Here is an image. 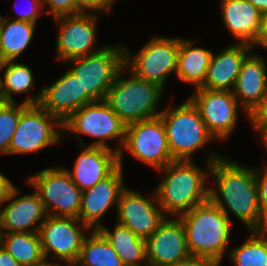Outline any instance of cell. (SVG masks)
Returning a JSON list of instances; mask_svg holds the SVG:
<instances>
[{"instance_id": "1", "label": "cell", "mask_w": 267, "mask_h": 266, "mask_svg": "<svg viewBox=\"0 0 267 266\" xmlns=\"http://www.w3.org/2000/svg\"><path fill=\"white\" fill-rule=\"evenodd\" d=\"M210 176L217 188H209V200L229 218V212L253 231L261 219L255 167L220 157L212 162ZM229 212H228V210Z\"/></svg>"}, {"instance_id": "2", "label": "cell", "mask_w": 267, "mask_h": 266, "mask_svg": "<svg viewBox=\"0 0 267 266\" xmlns=\"http://www.w3.org/2000/svg\"><path fill=\"white\" fill-rule=\"evenodd\" d=\"M220 157L210 151L205 171L192 160H174L157 170L164 173V178L154 192L165 216L179 217L209 200L205 181L209 179L212 162Z\"/></svg>"}, {"instance_id": "3", "label": "cell", "mask_w": 267, "mask_h": 266, "mask_svg": "<svg viewBox=\"0 0 267 266\" xmlns=\"http://www.w3.org/2000/svg\"><path fill=\"white\" fill-rule=\"evenodd\" d=\"M178 218L185 230L190 255L223 259L230 241L232 219L219 207L208 200Z\"/></svg>"}, {"instance_id": "4", "label": "cell", "mask_w": 267, "mask_h": 266, "mask_svg": "<svg viewBox=\"0 0 267 266\" xmlns=\"http://www.w3.org/2000/svg\"><path fill=\"white\" fill-rule=\"evenodd\" d=\"M128 71L124 67L119 72L107 92L105 101L126 125L158 117L161 111L157 108L161 103L164 88L157 83L140 79ZM125 73L130 76L126 78Z\"/></svg>"}, {"instance_id": "5", "label": "cell", "mask_w": 267, "mask_h": 266, "mask_svg": "<svg viewBox=\"0 0 267 266\" xmlns=\"http://www.w3.org/2000/svg\"><path fill=\"white\" fill-rule=\"evenodd\" d=\"M173 160L191 161L194 152L215 138L209 133L198 108L188 98L176 109L161 111Z\"/></svg>"}, {"instance_id": "6", "label": "cell", "mask_w": 267, "mask_h": 266, "mask_svg": "<svg viewBox=\"0 0 267 266\" xmlns=\"http://www.w3.org/2000/svg\"><path fill=\"white\" fill-rule=\"evenodd\" d=\"M63 132L74 135L83 146L86 144L82 142L79 135L94 137L96 141L94 140L88 146L112 149L119 154L125 141L126 124L105 100L94 101L76 110L63 121ZM117 138L120 141L119 148L109 147L107 141Z\"/></svg>"}, {"instance_id": "7", "label": "cell", "mask_w": 267, "mask_h": 266, "mask_svg": "<svg viewBox=\"0 0 267 266\" xmlns=\"http://www.w3.org/2000/svg\"><path fill=\"white\" fill-rule=\"evenodd\" d=\"M66 62L74 64L70 71L78 77L82 91H86L95 101H102L125 67V47L121 44L103 46L98 52Z\"/></svg>"}, {"instance_id": "8", "label": "cell", "mask_w": 267, "mask_h": 266, "mask_svg": "<svg viewBox=\"0 0 267 266\" xmlns=\"http://www.w3.org/2000/svg\"><path fill=\"white\" fill-rule=\"evenodd\" d=\"M63 122L39 104L21 103V114L12 136L8 154H29L57 144L62 138Z\"/></svg>"}, {"instance_id": "9", "label": "cell", "mask_w": 267, "mask_h": 266, "mask_svg": "<svg viewBox=\"0 0 267 266\" xmlns=\"http://www.w3.org/2000/svg\"><path fill=\"white\" fill-rule=\"evenodd\" d=\"M27 183L39 195L48 216L78 218L82 191L65 168H44L30 176Z\"/></svg>"}, {"instance_id": "10", "label": "cell", "mask_w": 267, "mask_h": 266, "mask_svg": "<svg viewBox=\"0 0 267 266\" xmlns=\"http://www.w3.org/2000/svg\"><path fill=\"white\" fill-rule=\"evenodd\" d=\"M123 150L155 170L162 169L174 161L160 116L126 125L125 141L119 153L121 167L124 160Z\"/></svg>"}, {"instance_id": "11", "label": "cell", "mask_w": 267, "mask_h": 266, "mask_svg": "<svg viewBox=\"0 0 267 266\" xmlns=\"http://www.w3.org/2000/svg\"><path fill=\"white\" fill-rule=\"evenodd\" d=\"M180 42L181 38L156 36L135 55L125 47V67L136 77L164 88L169 74L177 71Z\"/></svg>"}, {"instance_id": "12", "label": "cell", "mask_w": 267, "mask_h": 266, "mask_svg": "<svg viewBox=\"0 0 267 266\" xmlns=\"http://www.w3.org/2000/svg\"><path fill=\"white\" fill-rule=\"evenodd\" d=\"M88 230L91 231L78 218L47 216L39 230L46 262L48 261L47 258L51 257V260L58 259L56 264H62L63 262L66 265L75 264Z\"/></svg>"}, {"instance_id": "13", "label": "cell", "mask_w": 267, "mask_h": 266, "mask_svg": "<svg viewBox=\"0 0 267 266\" xmlns=\"http://www.w3.org/2000/svg\"><path fill=\"white\" fill-rule=\"evenodd\" d=\"M189 99L198 108L209 133L215 140L230 138L237 126L240 104L232 91L194 89ZM236 125V126H235Z\"/></svg>"}, {"instance_id": "14", "label": "cell", "mask_w": 267, "mask_h": 266, "mask_svg": "<svg viewBox=\"0 0 267 266\" xmlns=\"http://www.w3.org/2000/svg\"><path fill=\"white\" fill-rule=\"evenodd\" d=\"M59 24V32L56 39V55L61 61H68L73 58L87 56L100 51L102 48H95L96 13H79L54 18Z\"/></svg>"}, {"instance_id": "15", "label": "cell", "mask_w": 267, "mask_h": 266, "mask_svg": "<svg viewBox=\"0 0 267 266\" xmlns=\"http://www.w3.org/2000/svg\"><path fill=\"white\" fill-rule=\"evenodd\" d=\"M94 101L86 91H82L78 77L68 70L50 86H44L36 96L29 95L23 103L39 104L63 122L73 112Z\"/></svg>"}, {"instance_id": "16", "label": "cell", "mask_w": 267, "mask_h": 266, "mask_svg": "<svg viewBox=\"0 0 267 266\" xmlns=\"http://www.w3.org/2000/svg\"><path fill=\"white\" fill-rule=\"evenodd\" d=\"M151 196V199L147 198L126 187L120 195L116 211L117 222L143 240H147L166 218L154 191Z\"/></svg>"}, {"instance_id": "17", "label": "cell", "mask_w": 267, "mask_h": 266, "mask_svg": "<svg viewBox=\"0 0 267 266\" xmlns=\"http://www.w3.org/2000/svg\"><path fill=\"white\" fill-rule=\"evenodd\" d=\"M18 194L19 189L13 184L0 204L2 233L39 232L41 224L48 216L43 202L35 191L21 197H17ZM4 202L8 203L2 208Z\"/></svg>"}, {"instance_id": "18", "label": "cell", "mask_w": 267, "mask_h": 266, "mask_svg": "<svg viewBox=\"0 0 267 266\" xmlns=\"http://www.w3.org/2000/svg\"><path fill=\"white\" fill-rule=\"evenodd\" d=\"M148 266H168L190 256L184 227L178 217H166L146 240Z\"/></svg>"}, {"instance_id": "19", "label": "cell", "mask_w": 267, "mask_h": 266, "mask_svg": "<svg viewBox=\"0 0 267 266\" xmlns=\"http://www.w3.org/2000/svg\"><path fill=\"white\" fill-rule=\"evenodd\" d=\"M123 168L120 165L105 179L93 187L82 191L81 209L78 219L91 230L102 226V216L111 206H118V201L124 185Z\"/></svg>"}, {"instance_id": "20", "label": "cell", "mask_w": 267, "mask_h": 266, "mask_svg": "<svg viewBox=\"0 0 267 266\" xmlns=\"http://www.w3.org/2000/svg\"><path fill=\"white\" fill-rule=\"evenodd\" d=\"M74 162L73 170L67 169L72 181L84 191L108 177L119 166V154L103 147L83 146Z\"/></svg>"}, {"instance_id": "21", "label": "cell", "mask_w": 267, "mask_h": 266, "mask_svg": "<svg viewBox=\"0 0 267 266\" xmlns=\"http://www.w3.org/2000/svg\"><path fill=\"white\" fill-rule=\"evenodd\" d=\"M232 93L249 117L267 96V65L260 55L252 51L242 62Z\"/></svg>"}, {"instance_id": "22", "label": "cell", "mask_w": 267, "mask_h": 266, "mask_svg": "<svg viewBox=\"0 0 267 266\" xmlns=\"http://www.w3.org/2000/svg\"><path fill=\"white\" fill-rule=\"evenodd\" d=\"M221 18L238 43L255 46L261 33L262 13L248 0H221Z\"/></svg>"}, {"instance_id": "23", "label": "cell", "mask_w": 267, "mask_h": 266, "mask_svg": "<svg viewBox=\"0 0 267 266\" xmlns=\"http://www.w3.org/2000/svg\"><path fill=\"white\" fill-rule=\"evenodd\" d=\"M254 48L249 44L235 43L219 54H212L207 75L201 88L232 91L245 57Z\"/></svg>"}, {"instance_id": "24", "label": "cell", "mask_w": 267, "mask_h": 266, "mask_svg": "<svg viewBox=\"0 0 267 266\" xmlns=\"http://www.w3.org/2000/svg\"><path fill=\"white\" fill-rule=\"evenodd\" d=\"M193 43L181 38L176 74L182 82L191 83L197 89L204 84L213 52L194 47Z\"/></svg>"}, {"instance_id": "25", "label": "cell", "mask_w": 267, "mask_h": 266, "mask_svg": "<svg viewBox=\"0 0 267 266\" xmlns=\"http://www.w3.org/2000/svg\"><path fill=\"white\" fill-rule=\"evenodd\" d=\"M98 230L110 242L124 266H148L146 240L139 238L127 226L117 222L112 231L103 225Z\"/></svg>"}, {"instance_id": "26", "label": "cell", "mask_w": 267, "mask_h": 266, "mask_svg": "<svg viewBox=\"0 0 267 266\" xmlns=\"http://www.w3.org/2000/svg\"><path fill=\"white\" fill-rule=\"evenodd\" d=\"M0 16V62L16 61L33 40L35 25Z\"/></svg>"}, {"instance_id": "27", "label": "cell", "mask_w": 267, "mask_h": 266, "mask_svg": "<svg viewBox=\"0 0 267 266\" xmlns=\"http://www.w3.org/2000/svg\"><path fill=\"white\" fill-rule=\"evenodd\" d=\"M1 245L20 266H44L46 262L39 232L2 233Z\"/></svg>"}, {"instance_id": "28", "label": "cell", "mask_w": 267, "mask_h": 266, "mask_svg": "<svg viewBox=\"0 0 267 266\" xmlns=\"http://www.w3.org/2000/svg\"><path fill=\"white\" fill-rule=\"evenodd\" d=\"M76 266H124L110 242L95 229L85 236Z\"/></svg>"}, {"instance_id": "29", "label": "cell", "mask_w": 267, "mask_h": 266, "mask_svg": "<svg viewBox=\"0 0 267 266\" xmlns=\"http://www.w3.org/2000/svg\"><path fill=\"white\" fill-rule=\"evenodd\" d=\"M4 68V77L0 76V101L15 102L13 94H23L34 87L33 72L27 65L15 61L0 62V70Z\"/></svg>"}, {"instance_id": "30", "label": "cell", "mask_w": 267, "mask_h": 266, "mask_svg": "<svg viewBox=\"0 0 267 266\" xmlns=\"http://www.w3.org/2000/svg\"><path fill=\"white\" fill-rule=\"evenodd\" d=\"M243 244L229 253V258L235 266H267V245L254 232Z\"/></svg>"}, {"instance_id": "31", "label": "cell", "mask_w": 267, "mask_h": 266, "mask_svg": "<svg viewBox=\"0 0 267 266\" xmlns=\"http://www.w3.org/2000/svg\"><path fill=\"white\" fill-rule=\"evenodd\" d=\"M21 114V103L0 101V154H8Z\"/></svg>"}, {"instance_id": "32", "label": "cell", "mask_w": 267, "mask_h": 266, "mask_svg": "<svg viewBox=\"0 0 267 266\" xmlns=\"http://www.w3.org/2000/svg\"><path fill=\"white\" fill-rule=\"evenodd\" d=\"M41 3L45 14L48 13L54 18L82 13L77 7L76 0H41ZM45 5L49 9L46 10Z\"/></svg>"}, {"instance_id": "33", "label": "cell", "mask_w": 267, "mask_h": 266, "mask_svg": "<svg viewBox=\"0 0 267 266\" xmlns=\"http://www.w3.org/2000/svg\"><path fill=\"white\" fill-rule=\"evenodd\" d=\"M248 119L255 132L262 135L267 131V96L251 111Z\"/></svg>"}, {"instance_id": "34", "label": "cell", "mask_w": 267, "mask_h": 266, "mask_svg": "<svg viewBox=\"0 0 267 266\" xmlns=\"http://www.w3.org/2000/svg\"><path fill=\"white\" fill-rule=\"evenodd\" d=\"M115 0H76L77 7L84 13L110 12Z\"/></svg>"}, {"instance_id": "35", "label": "cell", "mask_w": 267, "mask_h": 266, "mask_svg": "<svg viewBox=\"0 0 267 266\" xmlns=\"http://www.w3.org/2000/svg\"><path fill=\"white\" fill-rule=\"evenodd\" d=\"M256 183L258 186L259 205L262 215H267V166L264 169L255 168Z\"/></svg>"}, {"instance_id": "36", "label": "cell", "mask_w": 267, "mask_h": 266, "mask_svg": "<svg viewBox=\"0 0 267 266\" xmlns=\"http://www.w3.org/2000/svg\"><path fill=\"white\" fill-rule=\"evenodd\" d=\"M30 5L31 6H29V8H27L26 10L18 12V17L14 20L37 24L36 21L38 20V18L45 13L44 8L42 6L41 0H31Z\"/></svg>"}, {"instance_id": "37", "label": "cell", "mask_w": 267, "mask_h": 266, "mask_svg": "<svg viewBox=\"0 0 267 266\" xmlns=\"http://www.w3.org/2000/svg\"><path fill=\"white\" fill-rule=\"evenodd\" d=\"M211 260L205 257L192 256L168 266H206Z\"/></svg>"}, {"instance_id": "38", "label": "cell", "mask_w": 267, "mask_h": 266, "mask_svg": "<svg viewBox=\"0 0 267 266\" xmlns=\"http://www.w3.org/2000/svg\"><path fill=\"white\" fill-rule=\"evenodd\" d=\"M0 266H20L15 258L2 245L0 246Z\"/></svg>"}, {"instance_id": "39", "label": "cell", "mask_w": 267, "mask_h": 266, "mask_svg": "<svg viewBox=\"0 0 267 266\" xmlns=\"http://www.w3.org/2000/svg\"><path fill=\"white\" fill-rule=\"evenodd\" d=\"M255 45L267 49V12L262 14L261 33Z\"/></svg>"}, {"instance_id": "40", "label": "cell", "mask_w": 267, "mask_h": 266, "mask_svg": "<svg viewBox=\"0 0 267 266\" xmlns=\"http://www.w3.org/2000/svg\"><path fill=\"white\" fill-rule=\"evenodd\" d=\"M267 245V215L261 217L258 226L253 230Z\"/></svg>"}, {"instance_id": "41", "label": "cell", "mask_w": 267, "mask_h": 266, "mask_svg": "<svg viewBox=\"0 0 267 266\" xmlns=\"http://www.w3.org/2000/svg\"><path fill=\"white\" fill-rule=\"evenodd\" d=\"M12 185L13 183L11 182V180H9L0 172V204L5 199Z\"/></svg>"}, {"instance_id": "42", "label": "cell", "mask_w": 267, "mask_h": 266, "mask_svg": "<svg viewBox=\"0 0 267 266\" xmlns=\"http://www.w3.org/2000/svg\"><path fill=\"white\" fill-rule=\"evenodd\" d=\"M251 2L262 14L267 12V0H248Z\"/></svg>"}, {"instance_id": "43", "label": "cell", "mask_w": 267, "mask_h": 266, "mask_svg": "<svg viewBox=\"0 0 267 266\" xmlns=\"http://www.w3.org/2000/svg\"><path fill=\"white\" fill-rule=\"evenodd\" d=\"M222 260H211L206 266H220Z\"/></svg>"}, {"instance_id": "44", "label": "cell", "mask_w": 267, "mask_h": 266, "mask_svg": "<svg viewBox=\"0 0 267 266\" xmlns=\"http://www.w3.org/2000/svg\"><path fill=\"white\" fill-rule=\"evenodd\" d=\"M261 139H263V141H261L264 146L266 147L267 149V131H265L262 135H260Z\"/></svg>"}, {"instance_id": "45", "label": "cell", "mask_w": 267, "mask_h": 266, "mask_svg": "<svg viewBox=\"0 0 267 266\" xmlns=\"http://www.w3.org/2000/svg\"><path fill=\"white\" fill-rule=\"evenodd\" d=\"M44 266H62V264H56L55 262H49L48 261V263ZM63 266H64V263H63Z\"/></svg>"}, {"instance_id": "46", "label": "cell", "mask_w": 267, "mask_h": 266, "mask_svg": "<svg viewBox=\"0 0 267 266\" xmlns=\"http://www.w3.org/2000/svg\"><path fill=\"white\" fill-rule=\"evenodd\" d=\"M1 243H2V231L0 229V246H1Z\"/></svg>"}]
</instances>
